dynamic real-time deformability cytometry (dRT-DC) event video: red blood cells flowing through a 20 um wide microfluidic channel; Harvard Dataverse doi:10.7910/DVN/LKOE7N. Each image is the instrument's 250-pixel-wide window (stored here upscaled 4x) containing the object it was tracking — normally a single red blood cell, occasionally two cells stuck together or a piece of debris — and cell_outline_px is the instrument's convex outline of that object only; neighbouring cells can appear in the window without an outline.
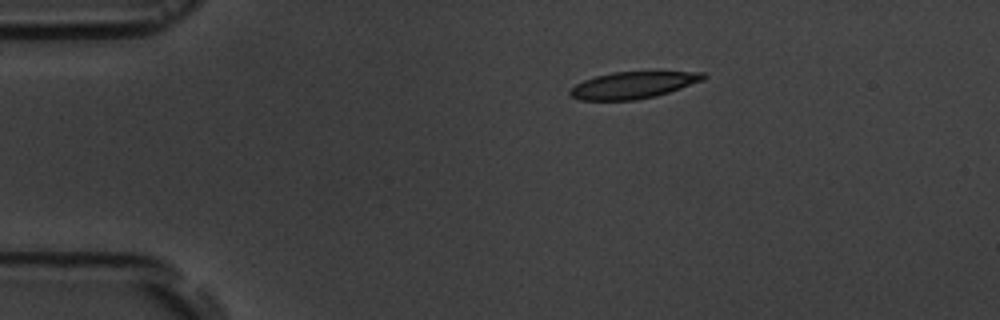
{"species": "common noctule bat (a hibernating species)", "species_latin": "Nyctalus noctula", "temperature_condition": "room temperature", "stored_images_in_passage": 14, "camera_frame_rate_fps": 3000, "um_per_image_px": 0.085, "animal": {"sex": "male", "body_mass_g": 19.5, "forearm_length_mm": 54.6}, "frame": {"image": 1, "passage_image": 1, "time_ms": 0.0, "image_size_px": [1000, 320], "cell_outline_px": [[708, 76], [704, 80], [656, 96], [636, 100], [580, 100], [572, 96], [568, 92], [576, 84], [584, 80], [596, 76], [612, 72], [704, 72]], "centroid_in_image_um": [53.82, 7.23], "position_along_channel_um": 31.2, "area_um2": 20.63}}
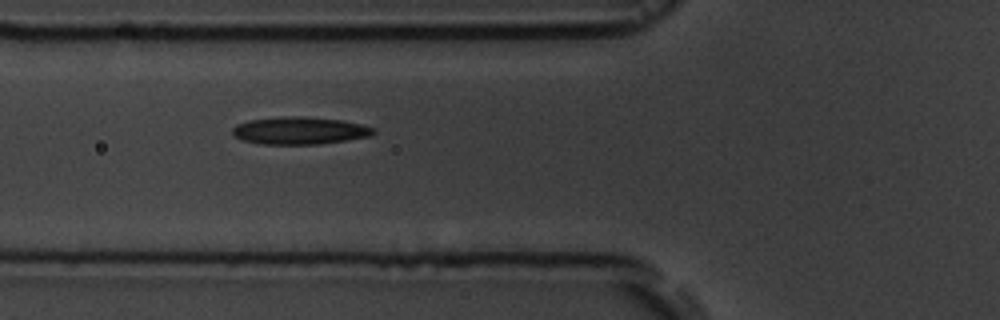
{"frame": {"image": 2, "passage_image": 4, "time_ms": 3.333, "image_size_px": [1000, 320], "cell_outline_px": [[376, 132], [372, 136], [320, 144], [260, 144], [240, 140], [232, 136], [232, 128], [236, 124], [248, 120], [280, 116], [304, 116], [344, 120], [376, 128]], "centroid_in_image_um": [25.45, 11.1], "position_along_channel_um": 100.4, "area_um2": 23.0}}
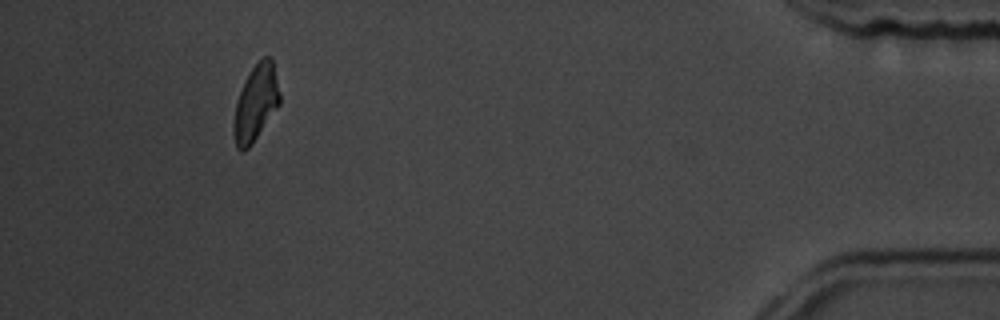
{"frame": {"image": 3, "passage_image": 13, "time_ms": 13.667, "image_size_px": [1000, 320], "cell_outline_px": [[280, 104], [252, 144], [244, 152], [240, 152], [236, 148], [232, 132], [232, 124], [236, 104], [240, 92], [252, 68], [264, 56], [272, 56], [280, 92]], "centroid_in_image_um": [21.74, 8.8], "position_along_channel_um": 413.5, "area_um2": 20.46}, "authors_computed_cell_mechanics": {"area_um2": 21.3571, "velocity_mm_per_s": 3.6523, "shape_relaxation_time_tau1_ms": null, "shape_relaxation_time_tau2_ms": 8.3434, "deformation_change_tau1": null, "deformation_change_tau2": 0.1692}}